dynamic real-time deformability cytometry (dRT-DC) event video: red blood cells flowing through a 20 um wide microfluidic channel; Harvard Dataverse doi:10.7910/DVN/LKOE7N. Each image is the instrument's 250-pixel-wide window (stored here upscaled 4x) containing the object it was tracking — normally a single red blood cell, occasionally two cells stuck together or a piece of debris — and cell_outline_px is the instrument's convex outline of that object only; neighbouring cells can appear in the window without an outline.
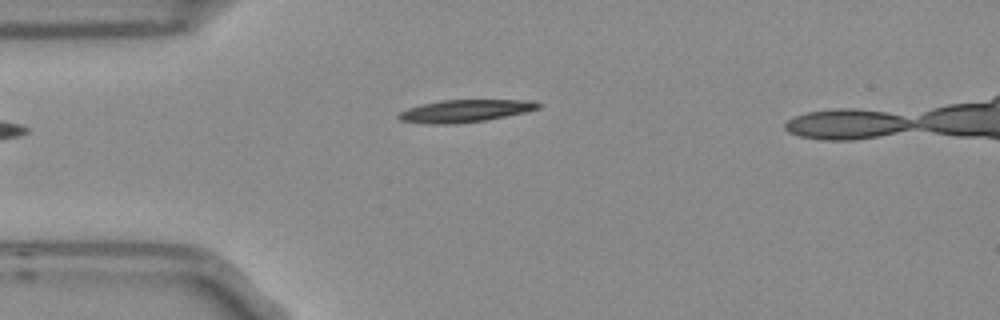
{"species": "Egyptian fruit bat (a non-hibernating species)", "species_latin": "Rousettus aegyptiacus", "temperature_condition": "room temperature", "stored_images_in_passage": 4, "segment_of_instrument_passage": [1, 2], "camera_frame_rate_fps": 3000, "um_per_image_px": 0.085, "frame": {"image": 1, "passage_image": 3, "time_ms": 0.667, "image_size_px": [1000, 320], "cell_outline_px": [[544, 104], [540, 108], [524, 112], [484, 120], [456, 124], [428, 124], [400, 120], [396, 116], [400, 112], [408, 108], [420, 104], [440, 100], [532, 100]], "centroid_in_image_um": [39.52, 9.42], "position_along_channel_um": 45.5, "area_um2": 18.26}}